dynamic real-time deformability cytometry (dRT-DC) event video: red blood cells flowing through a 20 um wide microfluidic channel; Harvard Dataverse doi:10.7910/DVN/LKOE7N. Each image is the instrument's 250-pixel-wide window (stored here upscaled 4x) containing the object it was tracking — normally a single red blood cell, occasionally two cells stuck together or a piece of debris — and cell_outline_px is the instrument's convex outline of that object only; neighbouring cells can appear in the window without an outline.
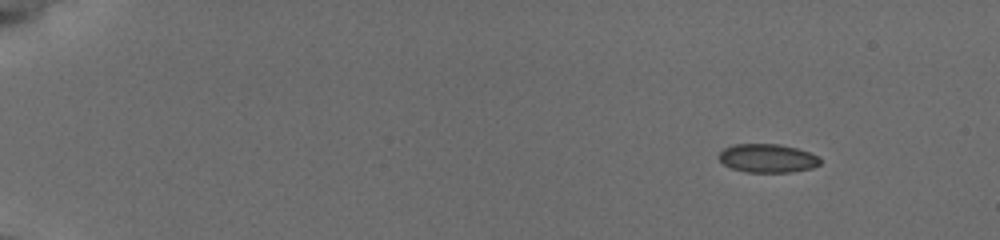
{"species": "common noctule bat (a hibernating species)", "species_latin": "Nyctalus noctula", "temperature_condition": "cold", "stored_images_in_passage": 50, "camera_frame_rate_fps": 3000, "um_per_image_px": 0.085, "animal": {"sex": "female", "body_mass_g": 19.5, "forearm_length_mm": 54.1}, "frame": {"image": 1, "passage_image": 1, "time_ms": 0.0, "image_size_px": [1000, 240], "cell_outline_px": [[820, 164], [812, 168], [792, 172], [748, 172], [732, 168], [724, 164], [716, 156], [724, 148], [736, 144], [776, 144], [796, 148], [820, 156]], "centroid_in_image_um": [65.24, 13.45], "position_along_channel_um": 19.8, "area_um2": 16.82}}
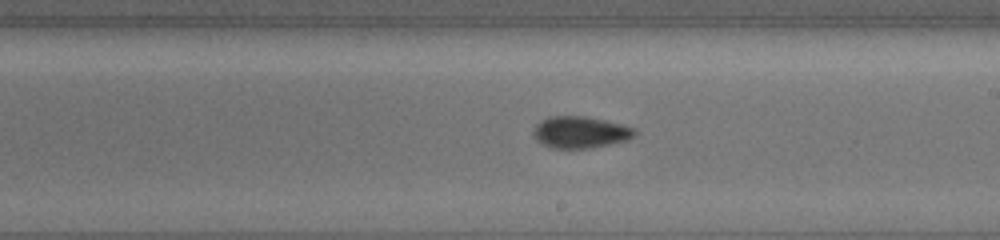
{"frame": {"image": 2, "passage_image": 29, "time_ms": 9.333, "image_size_px": [1000, 240], "cell_outline_px": [[636, 132], [628, 140], [588, 148], [552, 148], [544, 144], [532, 132], [536, 124], [540, 120], [548, 116], [584, 116], [604, 120], [636, 128]], "centroid_in_image_um": [49.32, 11.22], "position_along_channel_um": 239.7, "area_um2": 18.44}}
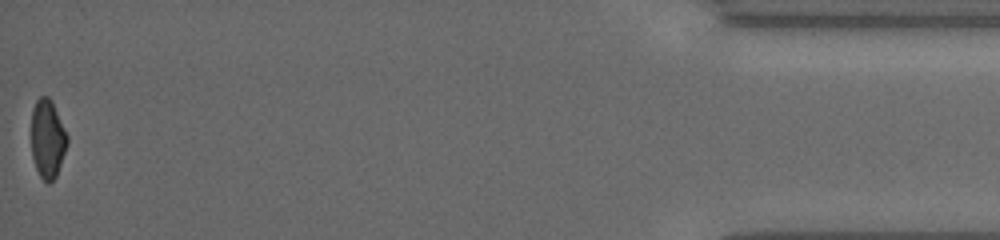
{"frame": {"image": 3, "passage_image": 50, "time_ms": 16.333, "image_size_px": [1000, 240], "cell_outline_px": [[68, 144], [56, 176], [48, 184], [40, 176], [36, 168], [32, 156], [32, 108], [36, 100], [40, 96], [48, 96], [52, 100], [68, 136]], "centroid_in_image_um": [4.05, 11.78], "position_along_channel_um": 431.2, "area_um2": 16.47}, "authors_computed_cell_mechanics": {"area_um2": 17.4845, "velocity_mm_per_s": 3.838, "shape_relaxation_time_tau1_ms": 4.2483, "shape_relaxation_time_tau2_ms": 3.8572, "deformation_change_tau1": 0.0803, "deformation_change_tau2": 0.0843}}